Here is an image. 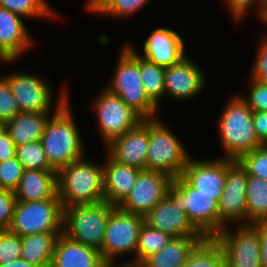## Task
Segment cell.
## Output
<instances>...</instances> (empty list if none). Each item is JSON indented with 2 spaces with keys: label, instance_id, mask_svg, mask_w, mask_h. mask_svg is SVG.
<instances>
[{
  "label": "cell",
  "instance_id": "cell-15",
  "mask_svg": "<svg viewBox=\"0 0 267 267\" xmlns=\"http://www.w3.org/2000/svg\"><path fill=\"white\" fill-rule=\"evenodd\" d=\"M148 145L149 119H143L136 128L111 141L106 152L118 164L145 170Z\"/></svg>",
  "mask_w": 267,
  "mask_h": 267
},
{
  "label": "cell",
  "instance_id": "cell-45",
  "mask_svg": "<svg viewBox=\"0 0 267 267\" xmlns=\"http://www.w3.org/2000/svg\"><path fill=\"white\" fill-rule=\"evenodd\" d=\"M0 267H36V266L28 263L22 258H19L17 260H14L8 263H2L0 264Z\"/></svg>",
  "mask_w": 267,
  "mask_h": 267
},
{
  "label": "cell",
  "instance_id": "cell-24",
  "mask_svg": "<svg viewBox=\"0 0 267 267\" xmlns=\"http://www.w3.org/2000/svg\"><path fill=\"white\" fill-rule=\"evenodd\" d=\"M203 238L172 237L160 251L147 257L138 267H181Z\"/></svg>",
  "mask_w": 267,
  "mask_h": 267
},
{
  "label": "cell",
  "instance_id": "cell-39",
  "mask_svg": "<svg viewBox=\"0 0 267 267\" xmlns=\"http://www.w3.org/2000/svg\"><path fill=\"white\" fill-rule=\"evenodd\" d=\"M16 203L14 191L0 188V230L10 226Z\"/></svg>",
  "mask_w": 267,
  "mask_h": 267
},
{
  "label": "cell",
  "instance_id": "cell-35",
  "mask_svg": "<svg viewBox=\"0 0 267 267\" xmlns=\"http://www.w3.org/2000/svg\"><path fill=\"white\" fill-rule=\"evenodd\" d=\"M24 171L23 164L13 157L0 163V188L15 191Z\"/></svg>",
  "mask_w": 267,
  "mask_h": 267
},
{
  "label": "cell",
  "instance_id": "cell-7",
  "mask_svg": "<svg viewBox=\"0 0 267 267\" xmlns=\"http://www.w3.org/2000/svg\"><path fill=\"white\" fill-rule=\"evenodd\" d=\"M158 117L149 119V145L145 170L160 171L172 178L182 176L190 154Z\"/></svg>",
  "mask_w": 267,
  "mask_h": 267
},
{
  "label": "cell",
  "instance_id": "cell-43",
  "mask_svg": "<svg viewBox=\"0 0 267 267\" xmlns=\"http://www.w3.org/2000/svg\"><path fill=\"white\" fill-rule=\"evenodd\" d=\"M16 156V146L5 129L0 133V163Z\"/></svg>",
  "mask_w": 267,
  "mask_h": 267
},
{
  "label": "cell",
  "instance_id": "cell-4",
  "mask_svg": "<svg viewBox=\"0 0 267 267\" xmlns=\"http://www.w3.org/2000/svg\"><path fill=\"white\" fill-rule=\"evenodd\" d=\"M115 73L106 89L119 96L143 119L156 118L158 107L145 94L139 71V54L129 44L122 47Z\"/></svg>",
  "mask_w": 267,
  "mask_h": 267
},
{
  "label": "cell",
  "instance_id": "cell-47",
  "mask_svg": "<svg viewBox=\"0 0 267 267\" xmlns=\"http://www.w3.org/2000/svg\"><path fill=\"white\" fill-rule=\"evenodd\" d=\"M0 61L6 62V63H11L13 61H9L0 51Z\"/></svg>",
  "mask_w": 267,
  "mask_h": 267
},
{
  "label": "cell",
  "instance_id": "cell-26",
  "mask_svg": "<svg viewBox=\"0 0 267 267\" xmlns=\"http://www.w3.org/2000/svg\"><path fill=\"white\" fill-rule=\"evenodd\" d=\"M63 232H41L21 237V257L36 267H50L58 236Z\"/></svg>",
  "mask_w": 267,
  "mask_h": 267
},
{
  "label": "cell",
  "instance_id": "cell-50",
  "mask_svg": "<svg viewBox=\"0 0 267 267\" xmlns=\"http://www.w3.org/2000/svg\"><path fill=\"white\" fill-rule=\"evenodd\" d=\"M4 130V123L0 122V133Z\"/></svg>",
  "mask_w": 267,
  "mask_h": 267
},
{
  "label": "cell",
  "instance_id": "cell-13",
  "mask_svg": "<svg viewBox=\"0 0 267 267\" xmlns=\"http://www.w3.org/2000/svg\"><path fill=\"white\" fill-rule=\"evenodd\" d=\"M173 179L164 172L141 170L130 194L118 207L145 216L167 195Z\"/></svg>",
  "mask_w": 267,
  "mask_h": 267
},
{
  "label": "cell",
  "instance_id": "cell-10",
  "mask_svg": "<svg viewBox=\"0 0 267 267\" xmlns=\"http://www.w3.org/2000/svg\"><path fill=\"white\" fill-rule=\"evenodd\" d=\"M93 106L97 113L101 140L105 146L143 121L119 96L110 93L106 88L94 100Z\"/></svg>",
  "mask_w": 267,
  "mask_h": 267
},
{
  "label": "cell",
  "instance_id": "cell-23",
  "mask_svg": "<svg viewBox=\"0 0 267 267\" xmlns=\"http://www.w3.org/2000/svg\"><path fill=\"white\" fill-rule=\"evenodd\" d=\"M17 201H42L58 196L57 171L24 169L17 189Z\"/></svg>",
  "mask_w": 267,
  "mask_h": 267
},
{
  "label": "cell",
  "instance_id": "cell-1",
  "mask_svg": "<svg viewBox=\"0 0 267 267\" xmlns=\"http://www.w3.org/2000/svg\"><path fill=\"white\" fill-rule=\"evenodd\" d=\"M59 97L40 140L50 165L56 171L85 155L66 90Z\"/></svg>",
  "mask_w": 267,
  "mask_h": 267
},
{
  "label": "cell",
  "instance_id": "cell-12",
  "mask_svg": "<svg viewBox=\"0 0 267 267\" xmlns=\"http://www.w3.org/2000/svg\"><path fill=\"white\" fill-rule=\"evenodd\" d=\"M235 232L224 227L215 238L220 243L227 267H261L258 234L249 225H238Z\"/></svg>",
  "mask_w": 267,
  "mask_h": 267
},
{
  "label": "cell",
  "instance_id": "cell-34",
  "mask_svg": "<svg viewBox=\"0 0 267 267\" xmlns=\"http://www.w3.org/2000/svg\"><path fill=\"white\" fill-rule=\"evenodd\" d=\"M149 2V0H104L92 13L126 17L144 8Z\"/></svg>",
  "mask_w": 267,
  "mask_h": 267
},
{
  "label": "cell",
  "instance_id": "cell-18",
  "mask_svg": "<svg viewBox=\"0 0 267 267\" xmlns=\"http://www.w3.org/2000/svg\"><path fill=\"white\" fill-rule=\"evenodd\" d=\"M184 46V40L176 31L160 27L147 37L143 45L144 54L139 56L166 68L187 56Z\"/></svg>",
  "mask_w": 267,
  "mask_h": 267
},
{
  "label": "cell",
  "instance_id": "cell-36",
  "mask_svg": "<svg viewBox=\"0 0 267 267\" xmlns=\"http://www.w3.org/2000/svg\"><path fill=\"white\" fill-rule=\"evenodd\" d=\"M21 254V237L7 229L0 230V264L17 260Z\"/></svg>",
  "mask_w": 267,
  "mask_h": 267
},
{
  "label": "cell",
  "instance_id": "cell-16",
  "mask_svg": "<svg viewBox=\"0 0 267 267\" xmlns=\"http://www.w3.org/2000/svg\"><path fill=\"white\" fill-rule=\"evenodd\" d=\"M203 71L188 56L178 64L165 68L164 96L188 100L204 89L206 78Z\"/></svg>",
  "mask_w": 267,
  "mask_h": 267
},
{
  "label": "cell",
  "instance_id": "cell-38",
  "mask_svg": "<svg viewBox=\"0 0 267 267\" xmlns=\"http://www.w3.org/2000/svg\"><path fill=\"white\" fill-rule=\"evenodd\" d=\"M250 91L247 96L240 97L253 112L267 111V83L250 79Z\"/></svg>",
  "mask_w": 267,
  "mask_h": 267
},
{
  "label": "cell",
  "instance_id": "cell-11",
  "mask_svg": "<svg viewBox=\"0 0 267 267\" xmlns=\"http://www.w3.org/2000/svg\"><path fill=\"white\" fill-rule=\"evenodd\" d=\"M248 175L237 160L226 158V179L219 200V232L227 224L247 225L246 186Z\"/></svg>",
  "mask_w": 267,
  "mask_h": 267
},
{
  "label": "cell",
  "instance_id": "cell-40",
  "mask_svg": "<svg viewBox=\"0 0 267 267\" xmlns=\"http://www.w3.org/2000/svg\"><path fill=\"white\" fill-rule=\"evenodd\" d=\"M253 4L257 5V16L262 19L265 12L262 0H226L227 8H229V10L231 11L230 13H232L231 17L237 22L243 19L242 17H244V15L251 8V6H253Z\"/></svg>",
  "mask_w": 267,
  "mask_h": 267
},
{
  "label": "cell",
  "instance_id": "cell-28",
  "mask_svg": "<svg viewBox=\"0 0 267 267\" xmlns=\"http://www.w3.org/2000/svg\"><path fill=\"white\" fill-rule=\"evenodd\" d=\"M247 225L267 220V181L248 176L246 186Z\"/></svg>",
  "mask_w": 267,
  "mask_h": 267
},
{
  "label": "cell",
  "instance_id": "cell-41",
  "mask_svg": "<svg viewBox=\"0 0 267 267\" xmlns=\"http://www.w3.org/2000/svg\"><path fill=\"white\" fill-rule=\"evenodd\" d=\"M257 57L252 70V79L267 83V37L259 41Z\"/></svg>",
  "mask_w": 267,
  "mask_h": 267
},
{
  "label": "cell",
  "instance_id": "cell-37",
  "mask_svg": "<svg viewBox=\"0 0 267 267\" xmlns=\"http://www.w3.org/2000/svg\"><path fill=\"white\" fill-rule=\"evenodd\" d=\"M20 112L7 80L0 76V122L11 120Z\"/></svg>",
  "mask_w": 267,
  "mask_h": 267
},
{
  "label": "cell",
  "instance_id": "cell-46",
  "mask_svg": "<svg viewBox=\"0 0 267 267\" xmlns=\"http://www.w3.org/2000/svg\"><path fill=\"white\" fill-rule=\"evenodd\" d=\"M104 0H88L86 9L93 12Z\"/></svg>",
  "mask_w": 267,
  "mask_h": 267
},
{
  "label": "cell",
  "instance_id": "cell-5",
  "mask_svg": "<svg viewBox=\"0 0 267 267\" xmlns=\"http://www.w3.org/2000/svg\"><path fill=\"white\" fill-rule=\"evenodd\" d=\"M167 196L186 212L193 226L204 237H215L219 233V206L216 195L198 192L182 176L173 179Z\"/></svg>",
  "mask_w": 267,
  "mask_h": 267
},
{
  "label": "cell",
  "instance_id": "cell-20",
  "mask_svg": "<svg viewBox=\"0 0 267 267\" xmlns=\"http://www.w3.org/2000/svg\"><path fill=\"white\" fill-rule=\"evenodd\" d=\"M22 18L0 7V51L9 61H16L21 54L33 47L34 41Z\"/></svg>",
  "mask_w": 267,
  "mask_h": 267
},
{
  "label": "cell",
  "instance_id": "cell-3",
  "mask_svg": "<svg viewBox=\"0 0 267 267\" xmlns=\"http://www.w3.org/2000/svg\"><path fill=\"white\" fill-rule=\"evenodd\" d=\"M218 120V137L223 158L238 160L243 154L263 145L256 135L253 111L239 94L227 102Z\"/></svg>",
  "mask_w": 267,
  "mask_h": 267
},
{
  "label": "cell",
  "instance_id": "cell-19",
  "mask_svg": "<svg viewBox=\"0 0 267 267\" xmlns=\"http://www.w3.org/2000/svg\"><path fill=\"white\" fill-rule=\"evenodd\" d=\"M145 224L172 237L203 236L190 222L186 212L166 195L145 216Z\"/></svg>",
  "mask_w": 267,
  "mask_h": 267
},
{
  "label": "cell",
  "instance_id": "cell-44",
  "mask_svg": "<svg viewBox=\"0 0 267 267\" xmlns=\"http://www.w3.org/2000/svg\"><path fill=\"white\" fill-rule=\"evenodd\" d=\"M253 124L260 142L267 145V111L253 112Z\"/></svg>",
  "mask_w": 267,
  "mask_h": 267
},
{
  "label": "cell",
  "instance_id": "cell-21",
  "mask_svg": "<svg viewBox=\"0 0 267 267\" xmlns=\"http://www.w3.org/2000/svg\"><path fill=\"white\" fill-rule=\"evenodd\" d=\"M101 252L73 241L61 233L56 241L50 267H108Z\"/></svg>",
  "mask_w": 267,
  "mask_h": 267
},
{
  "label": "cell",
  "instance_id": "cell-32",
  "mask_svg": "<svg viewBox=\"0 0 267 267\" xmlns=\"http://www.w3.org/2000/svg\"><path fill=\"white\" fill-rule=\"evenodd\" d=\"M46 0H0V7L24 17H52L57 14L45 2Z\"/></svg>",
  "mask_w": 267,
  "mask_h": 267
},
{
  "label": "cell",
  "instance_id": "cell-25",
  "mask_svg": "<svg viewBox=\"0 0 267 267\" xmlns=\"http://www.w3.org/2000/svg\"><path fill=\"white\" fill-rule=\"evenodd\" d=\"M51 114L37 112H19L4 123L5 131L10 135L15 146L41 140L46 123Z\"/></svg>",
  "mask_w": 267,
  "mask_h": 267
},
{
  "label": "cell",
  "instance_id": "cell-30",
  "mask_svg": "<svg viewBox=\"0 0 267 267\" xmlns=\"http://www.w3.org/2000/svg\"><path fill=\"white\" fill-rule=\"evenodd\" d=\"M171 238L172 236L168 233L153 229L144 223L135 251V267H138L150 255L160 251Z\"/></svg>",
  "mask_w": 267,
  "mask_h": 267
},
{
  "label": "cell",
  "instance_id": "cell-9",
  "mask_svg": "<svg viewBox=\"0 0 267 267\" xmlns=\"http://www.w3.org/2000/svg\"><path fill=\"white\" fill-rule=\"evenodd\" d=\"M64 210L61 199L17 201L8 231L22 236L41 232H63Z\"/></svg>",
  "mask_w": 267,
  "mask_h": 267
},
{
  "label": "cell",
  "instance_id": "cell-29",
  "mask_svg": "<svg viewBox=\"0 0 267 267\" xmlns=\"http://www.w3.org/2000/svg\"><path fill=\"white\" fill-rule=\"evenodd\" d=\"M139 71L145 94L159 107L158 104L161 98L164 97L165 67L154 64L139 56Z\"/></svg>",
  "mask_w": 267,
  "mask_h": 267
},
{
  "label": "cell",
  "instance_id": "cell-8",
  "mask_svg": "<svg viewBox=\"0 0 267 267\" xmlns=\"http://www.w3.org/2000/svg\"><path fill=\"white\" fill-rule=\"evenodd\" d=\"M144 223L143 215L128 213L119 207L113 210L105 229L103 245L99 250L108 265H115L116 257L132 253L133 258L122 265L135 267V251Z\"/></svg>",
  "mask_w": 267,
  "mask_h": 267
},
{
  "label": "cell",
  "instance_id": "cell-33",
  "mask_svg": "<svg viewBox=\"0 0 267 267\" xmlns=\"http://www.w3.org/2000/svg\"><path fill=\"white\" fill-rule=\"evenodd\" d=\"M237 161L246 170L248 176L267 181V145H261L243 154Z\"/></svg>",
  "mask_w": 267,
  "mask_h": 267
},
{
  "label": "cell",
  "instance_id": "cell-42",
  "mask_svg": "<svg viewBox=\"0 0 267 267\" xmlns=\"http://www.w3.org/2000/svg\"><path fill=\"white\" fill-rule=\"evenodd\" d=\"M258 234L260 244L261 267H267V220H258L250 224Z\"/></svg>",
  "mask_w": 267,
  "mask_h": 267
},
{
  "label": "cell",
  "instance_id": "cell-17",
  "mask_svg": "<svg viewBox=\"0 0 267 267\" xmlns=\"http://www.w3.org/2000/svg\"><path fill=\"white\" fill-rule=\"evenodd\" d=\"M189 158L182 177L198 192L206 195H216L219 203L225 187L226 158L207 161H197Z\"/></svg>",
  "mask_w": 267,
  "mask_h": 267
},
{
  "label": "cell",
  "instance_id": "cell-31",
  "mask_svg": "<svg viewBox=\"0 0 267 267\" xmlns=\"http://www.w3.org/2000/svg\"><path fill=\"white\" fill-rule=\"evenodd\" d=\"M16 157L24 169L55 170L50 165L40 140L16 146Z\"/></svg>",
  "mask_w": 267,
  "mask_h": 267
},
{
  "label": "cell",
  "instance_id": "cell-48",
  "mask_svg": "<svg viewBox=\"0 0 267 267\" xmlns=\"http://www.w3.org/2000/svg\"><path fill=\"white\" fill-rule=\"evenodd\" d=\"M261 20L267 24V8L265 9L264 15ZM265 36L267 37V34Z\"/></svg>",
  "mask_w": 267,
  "mask_h": 267
},
{
  "label": "cell",
  "instance_id": "cell-27",
  "mask_svg": "<svg viewBox=\"0 0 267 267\" xmlns=\"http://www.w3.org/2000/svg\"><path fill=\"white\" fill-rule=\"evenodd\" d=\"M181 267H227L224 251L215 237H204Z\"/></svg>",
  "mask_w": 267,
  "mask_h": 267
},
{
  "label": "cell",
  "instance_id": "cell-49",
  "mask_svg": "<svg viewBox=\"0 0 267 267\" xmlns=\"http://www.w3.org/2000/svg\"><path fill=\"white\" fill-rule=\"evenodd\" d=\"M120 266H118V267H132V266H129V265H122L121 266V264H119ZM108 267H115V265H109Z\"/></svg>",
  "mask_w": 267,
  "mask_h": 267
},
{
  "label": "cell",
  "instance_id": "cell-14",
  "mask_svg": "<svg viewBox=\"0 0 267 267\" xmlns=\"http://www.w3.org/2000/svg\"><path fill=\"white\" fill-rule=\"evenodd\" d=\"M2 76L7 80L21 112L50 114L53 93L48 80L22 72Z\"/></svg>",
  "mask_w": 267,
  "mask_h": 267
},
{
  "label": "cell",
  "instance_id": "cell-22",
  "mask_svg": "<svg viewBox=\"0 0 267 267\" xmlns=\"http://www.w3.org/2000/svg\"><path fill=\"white\" fill-rule=\"evenodd\" d=\"M104 162V201L119 206L130 194L141 170L118 164L108 154Z\"/></svg>",
  "mask_w": 267,
  "mask_h": 267
},
{
  "label": "cell",
  "instance_id": "cell-51",
  "mask_svg": "<svg viewBox=\"0 0 267 267\" xmlns=\"http://www.w3.org/2000/svg\"><path fill=\"white\" fill-rule=\"evenodd\" d=\"M263 2V5H264V8L266 9L267 8V0H262Z\"/></svg>",
  "mask_w": 267,
  "mask_h": 267
},
{
  "label": "cell",
  "instance_id": "cell-6",
  "mask_svg": "<svg viewBox=\"0 0 267 267\" xmlns=\"http://www.w3.org/2000/svg\"><path fill=\"white\" fill-rule=\"evenodd\" d=\"M116 207L102 201L65 208L63 233L73 241L100 250L109 216Z\"/></svg>",
  "mask_w": 267,
  "mask_h": 267
},
{
  "label": "cell",
  "instance_id": "cell-2",
  "mask_svg": "<svg viewBox=\"0 0 267 267\" xmlns=\"http://www.w3.org/2000/svg\"><path fill=\"white\" fill-rule=\"evenodd\" d=\"M84 158L57 171L58 196L63 210L74 205L104 201L103 165Z\"/></svg>",
  "mask_w": 267,
  "mask_h": 267
}]
</instances>
